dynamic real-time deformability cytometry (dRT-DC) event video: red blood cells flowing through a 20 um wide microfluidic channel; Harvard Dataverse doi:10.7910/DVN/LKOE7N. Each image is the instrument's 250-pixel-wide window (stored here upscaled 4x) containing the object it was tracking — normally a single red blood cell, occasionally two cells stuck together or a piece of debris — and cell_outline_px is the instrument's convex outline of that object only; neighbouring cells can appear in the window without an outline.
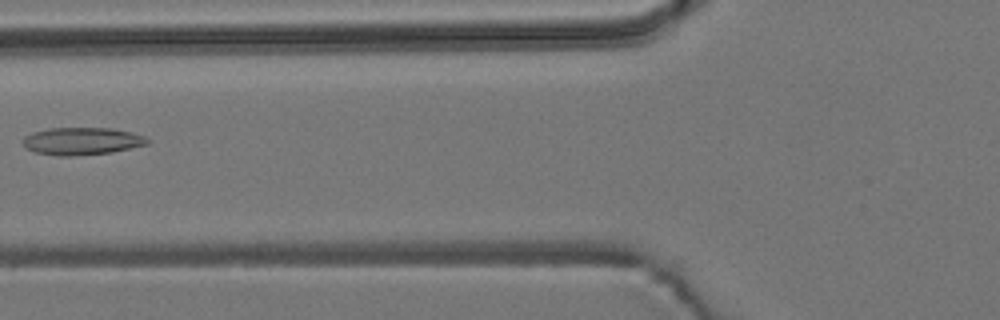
{"species": "common noctule bat (a hibernating species)", "species_latin": "Nyctalus noctula", "temperature_condition": "room temperature", "stored_images_in_passage": 2, "camera_frame_rate_fps": 3000, "um_per_image_px": 0.085, "animal": {"sex": "male", "body_mass_g": 19.2, "forearm_length_mm": 51.8}, "frame": {"image": 1, "passage_image": 2, "time_ms": 1.333, "image_size_px": [1000, 320], "cell_outline_px": [[148, 144], [112, 152], [72, 156], [56, 156], [36, 152], [24, 148], [20, 140], [24, 136], [32, 132], [48, 128], [112, 128], [132, 132], [144, 136], [148, 140]], "centroid_in_image_um": [6.89, 11.99], "position_along_channel_um": 118.9, "area_um2": 20.11}}